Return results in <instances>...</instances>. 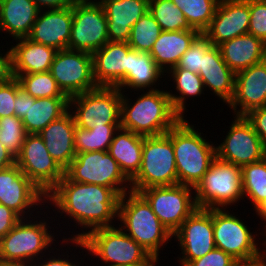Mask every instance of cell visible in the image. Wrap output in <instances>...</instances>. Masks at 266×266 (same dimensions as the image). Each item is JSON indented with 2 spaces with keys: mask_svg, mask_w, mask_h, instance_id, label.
Listing matches in <instances>:
<instances>
[{
  "mask_svg": "<svg viewBox=\"0 0 266 266\" xmlns=\"http://www.w3.org/2000/svg\"><path fill=\"white\" fill-rule=\"evenodd\" d=\"M16 165L45 195L65 176L38 134H26Z\"/></svg>",
  "mask_w": 266,
  "mask_h": 266,
  "instance_id": "14",
  "label": "cell"
},
{
  "mask_svg": "<svg viewBox=\"0 0 266 266\" xmlns=\"http://www.w3.org/2000/svg\"><path fill=\"white\" fill-rule=\"evenodd\" d=\"M120 197L115 189L74 182L65 175L46 195V206L55 208L51 211L56 213V221L57 217L70 219L80 230L72 231L67 239L82 240L93 230L116 226Z\"/></svg>",
  "mask_w": 266,
  "mask_h": 266,
  "instance_id": "1",
  "label": "cell"
},
{
  "mask_svg": "<svg viewBox=\"0 0 266 266\" xmlns=\"http://www.w3.org/2000/svg\"><path fill=\"white\" fill-rule=\"evenodd\" d=\"M254 211H255L254 213L257 215L256 217H259L261 218L260 219L261 221H264L261 223L263 224L264 231L262 230L261 233L258 232V234L260 236L262 235L266 237V200L262 202Z\"/></svg>",
  "mask_w": 266,
  "mask_h": 266,
  "instance_id": "53",
  "label": "cell"
},
{
  "mask_svg": "<svg viewBox=\"0 0 266 266\" xmlns=\"http://www.w3.org/2000/svg\"><path fill=\"white\" fill-rule=\"evenodd\" d=\"M21 88L19 80L10 77L0 82V118L14 116L16 93Z\"/></svg>",
  "mask_w": 266,
  "mask_h": 266,
  "instance_id": "44",
  "label": "cell"
},
{
  "mask_svg": "<svg viewBox=\"0 0 266 266\" xmlns=\"http://www.w3.org/2000/svg\"><path fill=\"white\" fill-rule=\"evenodd\" d=\"M240 263L219 248H214L203 257L189 262L186 266H238Z\"/></svg>",
  "mask_w": 266,
  "mask_h": 266,
  "instance_id": "45",
  "label": "cell"
},
{
  "mask_svg": "<svg viewBox=\"0 0 266 266\" xmlns=\"http://www.w3.org/2000/svg\"><path fill=\"white\" fill-rule=\"evenodd\" d=\"M16 164V158L0 142V170Z\"/></svg>",
  "mask_w": 266,
  "mask_h": 266,
  "instance_id": "51",
  "label": "cell"
},
{
  "mask_svg": "<svg viewBox=\"0 0 266 266\" xmlns=\"http://www.w3.org/2000/svg\"><path fill=\"white\" fill-rule=\"evenodd\" d=\"M148 10L162 31L195 30L172 0H149Z\"/></svg>",
  "mask_w": 266,
  "mask_h": 266,
  "instance_id": "37",
  "label": "cell"
},
{
  "mask_svg": "<svg viewBox=\"0 0 266 266\" xmlns=\"http://www.w3.org/2000/svg\"><path fill=\"white\" fill-rule=\"evenodd\" d=\"M72 22L73 5L40 10L27 38L57 51L68 49Z\"/></svg>",
  "mask_w": 266,
  "mask_h": 266,
  "instance_id": "21",
  "label": "cell"
},
{
  "mask_svg": "<svg viewBox=\"0 0 266 266\" xmlns=\"http://www.w3.org/2000/svg\"><path fill=\"white\" fill-rule=\"evenodd\" d=\"M76 128L74 117L68 110L59 119L52 121L38 135L45 143L51 157L65 171L74 159Z\"/></svg>",
  "mask_w": 266,
  "mask_h": 266,
  "instance_id": "26",
  "label": "cell"
},
{
  "mask_svg": "<svg viewBox=\"0 0 266 266\" xmlns=\"http://www.w3.org/2000/svg\"><path fill=\"white\" fill-rule=\"evenodd\" d=\"M22 218L12 209L0 204V239L4 237Z\"/></svg>",
  "mask_w": 266,
  "mask_h": 266,
  "instance_id": "47",
  "label": "cell"
},
{
  "mask_svg": "<svg viewBox=\"0 0 266 266\" xmlns=\"http://www.w3.org/2000/svg\"><path fill=\"white\" fill-rule=\"evenodd\" d=\"M109 41L107 18L98 0H75L68 49L93 54Z\"/></svg>",
  "mask_w": 266,
  "mask_h": 266,
  "instance_id": "13",
  "label": "cell"
},
{
  "mask_svg": "<svg viewBox=\"0 0 266 266\" xmlns=\"http://www.w3.org/2000/svg\"><path fill=\"white\" fill-rule=\"evenodd\" d=\"M0 204L30 218L46 207V195L14 164L0 170Z\"/></svg>",
  "mask_w": 266,
  "mask_h": 266,
  "instance_id": "17",
  "label": "cell"
},
{
  "mask_svg": "<svg viewBox=\"0 0 266 266\" xmlns=\"http://www.w3.org/2000/svg\"><path fill=\"white\" fill-rule=\"evenodd\" d=\"M190 123L181 118L166 134L173 144L178 184L195 188L216 158V143Z\"/></svg>",
  "mask_w": 266,
  "mask_h": 266,
  "instance_id": "4",
  "label": "cell"
},
{
  "mask_svg": "<svg viewBox=\"0 0 266 266\" xmlns=\"http://www.w3.org/2000/svg\"><path fill=\"white\" fill-rule=\"evenodd\" d=\"M229 131L220 144H216V157L243 167L266 157V148L245 116H234Z\"/></svg>",
  "mask_w": 266,
  "mask_h": 266,
  "instance_id": "16",
  "label": "cell"
},
{
  "mask_svg": "<svg viewBox=\"0 0 266 266\" xmlns=\"http://www.w3.org/2000/svg\"><path fill=\"white\" fill-rule=\"evenodd\" d=\"M12 77L17 78L21 88L34 98L67 97L59 88L50 71L35 74L12 75Z\"/></svg>",
  "mask_w": 266,
  "mask_h": 266,
  "instance_id": "38",
  "label": "cell"
},
{
  "mask_svg": "<svg viewBox=\"0 0 266 266\" xmlns=\"http://www.w3.org/2000/svg\"><path fill=\"white\" fill-rule=\"evenodd\" d=\"M45 209L46 211H44ZM47 212L48 215H51L50 208L46 206L43 211L41 210L33 217L22 218L0 239V263L2 266H29L45 254L53 253L55 246L61 245L56 240L58 239L56 236H59L58 233L54 232L57 227L55 218L48 217L47 214V217H40V215L45 216ZM53 222L55 224H51ZM50 224L54 225L55 229Z\"/></svg>",
  "mask_w": 266,
  "mask_h": 266,
  "instance_id": "2",
  "label": "cell"
},
{
  "mask_svg": "<svg viewBox=\"0 0 266 266\" xmlns=\"http://www.w3.org/2000/svg\"><path fill=\"white\" fill-rule=\"evenodd\" d=\"M165 73L159 68L149 52L135 49L128 51L126 77L116 86L122 92L156 90L165 81ZM164 78V79H161ZM163 80V81H162ZM132 90V91H131Z\"/></svg>",
  "mask_w": 266,
  "mask_h": 266,
  "instance_id": "24",
  "label": "cell"
},
{
  "mask_svg": "<svg viewBox=\"0 0 266 266\" xmlns=\"http://www.w3.org/2000/svg\"><path fill=\"white\" fill-rule=\"evenodd\" d=\"M144 136L119 128L109 146L108 153L118 163L124 175L131 180L139 171Z\"/></svg>",
  "mask_w": 266,
  "mask_h": 266,
  "instance_id": "31",
  "label": "cell"
},
{
  "mask_svg": "<svg viewBox=\"0 0 266 266\" xmlns=\"http://www.w3.org/2000/svg\"><path fill=\"white\" fill-rule=\"evenodd\" d=\"M190 26L201 34L208 28L220 0H172Z\"/></svg>",
  "mask_w": 266,
  "mask_h": 266,
  "instance_id": "36",
  "label": "cell"
},
{
  "mask_svg": "<svg viewBox=\"0 0 266 266\" xmlns=\"http://www.w3.org/2000/svg\"><path fill=\"white\" fill-rule=\"evenodd\" d=\"M181 249L177 263L186 266L215 248L213 235V209L197 208L173 234Z\"/></svg>",
  "mask_w": 266,
  "mask_h": 266,
  "instance_id": "18",
  "label": "cell"
},
{
  "mask_svg": "<svg viewBox=\"0 0 266 266\" xmlns=\"http://www.w3.org/2000/svg\"><path fill=\"white\" fill-rule=\"evenodd\" d=\"M14 107V115L19 119H23L27 115L29 108V95L25 92L23 88H20L16 93Z\"/></svg>",
  "mask_w": 266,
  "mask_h": 266,
  "instance_id": "48",
  "label": "cell"
},
{
  "mask_svg": "<svg viewBox=\"0 0 266 266\" xmlns=\"http://www.w3.org/2000/svg\"><path fill=\"white\" fill-rule=\"evenodd\" d=\"M212 46L211 42L203 34H200L180 58L176 67L198 74L202 67V57Z\"/></svg>",
  "mask_w": 266,
  "mask_h": 266,
  "instance_id": "42",
  "label": "cell"
},
{
  "mask_svg": "<svg viewBox=\"0 0 266 266\" xmlns=\"http://www.w3.org/2000/svg\"><path fill=\"white\" fill-rule=\"evenodd\" d=\"M107 18L111 42H128L132 26L148 11L149 0H98Z\"/></svg>",
  "mask_w": 266,
  "mask_h": 266,
  "instance_id": "22",
  "label": "cell"
},
{
  "mask_svg": "<svg viewBox=\"0 0 266 266\" xmlns=\"http://www.w3.org/2000/svg\"><path fill=\"white\" fill-rule=\"evenodd\" d=\"M65 175L74 182L103 185L121 196L131 191V182L108 151L82 152L75 155Z\"/></svg>",
  "mask_w": 266,
  "mask_h": 266,
  "instance_id": "11",
  "label": "cell"
},
{
  "mask_svg": "<svg viewBox=\"0 0 266 266\" xmlns=\"http://www.w3.org/2000/svg\"><path fill=\"white\" fill-rule=\"evenodd\" d=\"M130 182L131 190L135 192L154 186L178 184L173 144L166 133L144 136L141 166Z\"/></svg>",
  "mask_w": 266,
  "mask_h": 266,
  "instance_id": "8",
  "label": "cell"
},
{
  "mask_svg": "<svg viewBox=\"0 0 266 266\" xmlns=\"http://www.w3.org/2000/svg\"><path fill=\"white\" fill-rule=\"evenodd\" d=\"M130 49L126 42L108 41L92 54L93 76L98 87H116L126 77Z\"/></svg>",
  "mask_w": 266,
  "mask_h": 266,
  "instance_id": "23",
  "label": "cell"
},
{
  "mask_svg": "<svg viewBox=\"0 0 266 266\" xmlns=\"http://www.w3.org/2000/svg\"><path fill=\"white\" fill-rule=\"evenodd\" d=\"M26 134L22 119L15 115L0 118V142L15 158L21 152Z\"/></svg>",
  "mask_w": 266,
  "mask_h": 266,
  "instance_id": "41",
  "label": "cell"
},
{
  "mask_svg": "<svg viewBox=\"0 0 266 266\" xmlns=\"http://www.w3.org/2000/svg\"><path fill=\"white\" fill-rule=\"evenodd\" d=\"M82 240L87 255L102 263L99 266H132L149 254L118 225L93 230Z\"/></svg>",
  "mask_w": 266,
  "mask_h": 266,
  "instance_id": "9",
  "label": "cell"
},
{
  "mask_svg": "<svg viewBox=\"0 0 266 266\" xmlns=\"http://www.w3.org/2000/svg\"><path fill=\"white\" fill-rule=\"evenodd\" d=\"M122 91L117 87H97L69 98V111L82 129L120 124Z\"/></svg>",
  "mask_w": 266,
  "mask_h": 266,
  "instance_id": "10",
  "label": "cell"
},
{
  "mask_svg": "<svg viewBox=\"0 0 266 266\" xmlns=\"http://www.w3.org/2000/svg\"><path fill=\"white\" fill-rule=\"evenodd\" d=\"M250 0H221L208 28L202 33L213 46L248 33Z\"/></svg>",
  "mask_w": 266,
  "mask_h": 266,
  "instance_id": "19",
  "label": "cell"
},
{
  "mask_svg": "<svg viewBox=\"0 0 266 266\" xmlns=\"http://www.w3.org/2000/svg\"><path fill=\"white\" fill-rule=\"evenodd\" d=\"M242 266H266V259L263 260L262 262L256 263V264H252V265H243Z\"/></svg>",
  "mask_w": 266,
  "mask_h": 266,
  "instance_id": "54",
  "label": "cell"
},
{
  "mask_svg": "<svg viewBox=\"0 0 266 266\" xmlns=\"http://www.w3.org/2000/svg\"><path fill=\"white\" fill-rule=\"evenodd\" d=\"M166 77L168 81H173L172 88L175 89L174 92L170 88L167 89L168 96L170 97L172 106L174 110L182 117L186 118L188 112L187 107L190 105L187 104V100L190 99V101H194V99L197 97H203L202 95H205V87L202 78L197 73H193L190 70L181 68V67H174L170 69L165 74V80ZM174 84V85H173ZM174 86V87H173ZM174 92V93H173ZM187 105V106H186ZM186 114V115H185ZM185 115V116H184Z\"/></svg>",
  "mask_w": 266,
  "mask_h": 266,
  "instance_id": "32",
  "label": "cell"
},
{
  "mask_svg": "<svg viewBox=\"0 0 266 266\" xmlns=\"http://www.w3.org/2000/svg\"><path fill=\"white\" fill-rule=\"evenodd\" d=\"M205 90L212 91L224 105H228L235 92V73L222 58L218 46H212L202 57V67L198 73Z\"/></svg>",
  "mask_w": 266,
  "mask_h": 266,
  "instance_id": "25",
  "label": "cell"
},
{
  "mask_svg": "<svg viewBox=\"0 0 266 266\" xmlns=\"http://www.w3.org/2000/svg\"><path fill=\"white\" fill-rule=\"evenodd\" d=\"M40 10L72 6L75 0H33Z\"/></svg>",
  "mask_w": 266,
  "mask_h": 266,
  "instance_id": "50",
  "label": "cell"
},
{
  "mask_svg": "<svg viewBox=\"0 0 266 266\" xmlns=\"http://www.w3.org/2000/svg\"><path fill=\"white\" fill-rule=\"evenodd\" d=\"M218 47L235 74L266 59V44L250 33L224 41Z\"/></svg>",
  "mask_w": 266,
  "mask_h": 266,
  "instance_id": "28",
  "label": "cell"
},
{
  "mask_svg": "<svg viewBox=\"0 0 266 266\" xmlns=\"http://www.w3.org/2000/svg\"><path fill=\"white\" fill-rule=\"evenodd\" d=\"M227 106L233 116L266 106V60L236 73L234 96Z\"/></svg>",
  "mask_w": 266,
  "mask_h": 266,
  "instance_id": "20",
  "label": "cell"
},
{
  "mask_svg": "<svg viewBox=\"0 0 266 266\" xmlns=\"http://www.w3.org/2000/svg\"><path fill=\"white\" fill-rule=\"evenodd\" d=\"M159 261L160 254H148L141 261L136 262L132 266H159Z\"/></svg>",
  "mask_w": 266,
  "mask_h": 266,
  "instance_id": "52",
  "label": "cell"
},
{
  "mask_svg": "<svg viewBox=\"0 0 266 266\" xmlns=\"http://www.w3.org/2000/svg\"><path fill=\"white\" fill-rule=\"evenodd\" d=\"M117 222L149 254L161 253L163 246L173 241V235L139 192L131 190L120 197Z\"/></svg>",
  "mask_w": 266,
  "mask_h": 266,
  "instance_id": "5",
  "label": "cell"
},
{
  "mask_svg": "<svg viewBox=\"0 0 266 266\" xmlns=\"http://www.w3.org/2000/svg\"><path fill=\"white\" fill-rule=\"evenodd\" d=\"M234 209L232 211L231 209L230 211L227 210V208L213 209L215 247L231 255L243 265L262 262L266 259V237H258L256 229L255 232L254 229L251 232L249 225L246 224L247 221L241 219L238 212L236 215L233 212ZM260 238L263 240H260ZM260 245L263 247L261 248Z\"/></svg>",
  "mask_w": 266,
  "mask_h": 266,
  "instance_id": "6",
  "label": "cell"
},
{
  "mask_svg": "<svg viewBox=\"0 0 266 266\" xmlns=\"http://www.w3.org/2000/svg\"><path fill=\"white\" fill-rule=\"evenodd\" d=\"M13 42L9 43V45L13 44L10 45L11 75L50 71L57 50L32 42L28 38L17 39Z\"/></svg>",
  "mask_w": 266,
  "mask_h": 266,
  "instance_id": "27",
  "label": "cell"
},
{
  "mask_svg": "<svg viewBox=\"0 0 266 266\" xmlns=\"http://www.w3.org/2000/svg\"><path fill=\"white\" fill-rule=\"evenodd\" d=\"M243 199L250 200L254 211L266 200V157L241 167Z\"/></svg>",
  "mask_w": 266,
  "mask_h": 266,
  "instance_id": "34",
  "label": "cell"
},
{
  "mask_svg": "<svg viewBox=\"0 0 266 266\" xmlns=\"http://www.w3.org/2000/svg\"><path fill=\"white\" fill-rule=\"evenodd\" d=\"M69 110L68 97L34 98L29 95L27 115L22 119L27 134H39Z\"/></svg>",
  "mask_w": 266,
  "mask_h": 266,
  "instance_id": "33",
  "label": "cell"
},
{
  "mask_svg": "<svg viewBox=\"0 0 266 266\" xmlns=\"http://www.w3.org/2000/svg\"><path fill=\"white\" fill-rule=\"evenodd\" d=\"M248 33L266 44V0H250Z\"/></svg>",
  "mask_w": 266,
  "mask_h": 266,
  "instance_id": "43",
  "label": "cell"
},
{
  "mask_svg": "<svg viewBox=\"0 0 266 266\" xmlns=\"http://www.w3.org/2000/svg\"><path fill=\"white\" fill-rule=\"evenodd\" d=\"M139 193L172 235L198 208L194 188L187 185L154 186L142 189Z\"/></svg>",
  "mask_w": 266,
  "mask_h": 266,
  "instance_id": "12",
  "label": "cell"
},
{
  "mask_svg": "<svg viewBox=\"0 0 266 266\" xmlns=\"http://www.w3.org/2000/svg\"><path fill=\"white\" fill-rule=\"evenodd\" d=\"M50 72L68 97L91 91L98 86L93 76L92 54L64 49L56 52Z\"/></svg>",
  "mask_w": 266,
  "mask_h": 266,
  "instance_id": "15",
  "label": "cell"
},
{
  "mask_svg": "<svg viewBox=\"0 0 266 266\" xmlns=\"http://www.w3.org/2000/svg\"><path fill=\"white\" fill-rule=\"evenodd\" d=\"M120 128V124H107L94 126L92 129L75 128V152L108 151L115 132Z\"/></svg>",
  "mask_w": 266,
  "mask_h": 266,
  "instance_id": "35",
  "label": "cell"
},
{
  "mask_svg": "<svg viewBox=\"0 0 266 266\" xmlns=\"http://www.w3.org/2000/svg\"><path fill=\"white\" fill-rule=\"evenodd\" d=\"M162 32L149 10L132 26L128 45L137 51L150 52Z\"/></svg>",
  "mask_w": 266,
  "mask_h": 266,
  "instance_id": "39",
  "label": "cell"
},
{
  "mask_svg": "<svg viewBox=\"0 0 266 266\" xmlns=\"http://www.w3.org/2000/svg\"><path fill=\"white\" fill-rule=\"evenodd\" d=\"M200 34L197 30L162 31L149 53L166 74L177 66L180 58Z\"/></svg>",
  "mask_w": 266,
  "mask_h": 266,
  "instance_id": "30",
  "label": "cell"
},
{
  "mask_svg": "<svg viewBox=\"0 0 266 266\" xmlns=\"http://www.w3.org/2000/svg\"><path fill=\"white\" fill-rule=\"evenodd\" d=\"M40 9L33 0H0V34L12 41L27 38Z\"/></svg>",
  "mask_w": 266,
  "mask_h": 266,
  "instance_id": "29",
  "label": "cell"
},
{
  "mask_svg": "<svg viewBox=\"0 0 266 266\" xmlns=\"http://www.w3.org/2000/svg\"><path fill=\"white\" fill-rule=\"evenodd\" d=\"M245 117L253 125L254 131L266 148V106L251 110Z\"/></svg>",
  "mask_w": 266,
  "mask_h": 266,
  "instance_id": "46",
  "label": "cell"
},
{
  "mask_svg": "<svg viewBox=\"0 0 266 266\" xmlns=\"http://www.w3.org/2000/svg\"><path fill=\"white\" fill-rule=\"evenodd\" d=\"M63 238H62V241L61 240H59L60 242H61V246L62 247H65V246H67V247H65L64 248V250H63V248L61 247V249H59V248H56L57 246H55V248H54V253L53 254H51V252H49V253H47L46 255H44V256H42L41 258H39L38 260H36V261H34V262H32L29 266H84V264H82V263H85L84 262V260L81 262L80 261V263H79V259L77 258L76 260H75V256H77L78 257V255L77 254H75V255H73L74 253H69V251H67V248H68V250H70V252H72L71 251V249L73 250L74 249V247H75V249H77V251H78V247H80L79 249H82V252H80V250L78 251L79 252V254L80 253H84L83 252V250L85 251V252H87L86 251V247H85V244H84V242H83V240H77V239H67V235H66V237L65 236H63V235H61ZM65 243V244H64ZM72 245H71V244ZM64 244V245H63ZM75 245V246H74ZM73 247V248H70V247ZM62 251L63 250V254H62V252H61V255H60V252L59 251ZM67 252H66V251ZM65 251V252H64ZM57 252H59V253H57ZM65 253H67V254H65ZM51 254V255H50ZM68 254H70V255H68ZM63 256V257H62ZM48 257V258H47ZM66 257V258H65ZM69 257L71 258V259H69ZM73 258V259H72ZM74 260V261H73ZM73 261V262H72ZM76 262V263H75ZM80 264V265H79Z\"/></svg>",
  "mask_w": 266,
  "mask_h": 266,
  "instance_id": "40",
  "label": "cell"
},
{
  "mask_svg": "<svg viewBox=\"0 0 266 266\" xmlns=\"http://www.w3.org/2000/svg\"><path fill=\"white\" fill-rule=\"evenodd\" d=\"M141 92L134 91L137 97L133 100L127 92H122L120 128L142 136L167 133L182 118L174 110L167 90Z\"/></svg>",
  "mask_w": 266,
  "mask_h": 266,
  "instance_id": "3",
  "label": "cell"
},
{
  "mask_svg": "<svg viewBox=\"0 0 266 266\" xmlns=\"http://www.w3.org/2000/svg\"><path fill=\"white\" fill-rule=\"evenodd\" d=\"M194 194L198 208L238 207V203L244 200L241 167L216 157L194 188Z\"/></svg>",
  "mask_w": 266,
  "mask_h": 266,
  "instance_id": "7",
  "label": "cell"
},
{
  "mask_svg": "<svg viewBox=\"0 0 266 266\" xmlns=\"http://www.w3.org/2000/svg\"><path fill=\"white\" fill-rule=\"evenodd\" d=\"M3 49V45L0 47V82L8 80L11 75V59H10V48L6 47L7 50L5 52ZM9 48V49H8ZM2 51H4L2 53Z\"/></svg>",
  "mask_w": 266,
  "mask_h": 266,
  "instance_id": "49",
  "label": "cell"
}]
</instances>
